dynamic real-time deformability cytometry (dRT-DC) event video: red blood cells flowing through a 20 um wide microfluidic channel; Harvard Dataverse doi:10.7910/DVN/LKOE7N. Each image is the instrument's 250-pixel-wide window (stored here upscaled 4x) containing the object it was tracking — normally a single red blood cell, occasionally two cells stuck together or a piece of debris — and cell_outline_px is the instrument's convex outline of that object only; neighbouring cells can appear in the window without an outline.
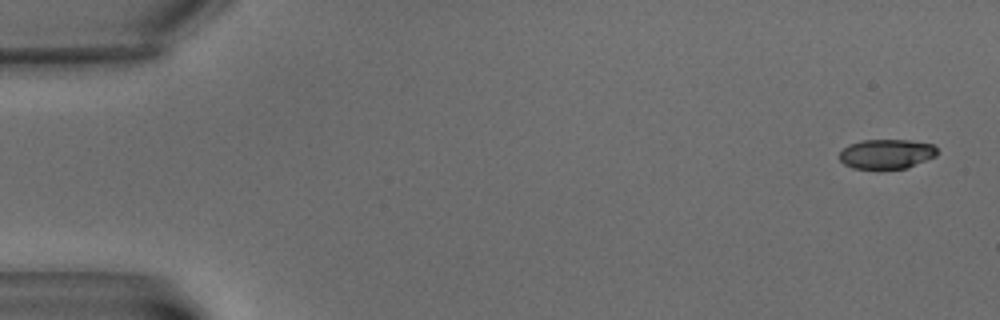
{"species": "common noctule bat (a hibernating species)", "species_latin": "Nyctalus noctula", "temperature_condition": "warm", "stored_images_in_passage": 6, "segment_of_instrument_passage": [1, 2], "camera_frame_rate_fps": 3000, "um_per_image_px": 0.085, "animal": {"sex": "male", "body_mass_g": 15.6}, "frame": {"image": 1, "passage_image": 1, "time_ms": 0.0, "image_size_px": [1000, 320], "cell_outline_px": [[936, 156], [908, 168], [852, 168], [844, 164], [840, 160], [840, 152], [848, 144], [860, 140], [908, 140], [932, 144], [936, 148]], "centroid_in_image_um": [75.34, 13.08], "position_along_channel_um": 9.7, "area_um2": 16.76}}